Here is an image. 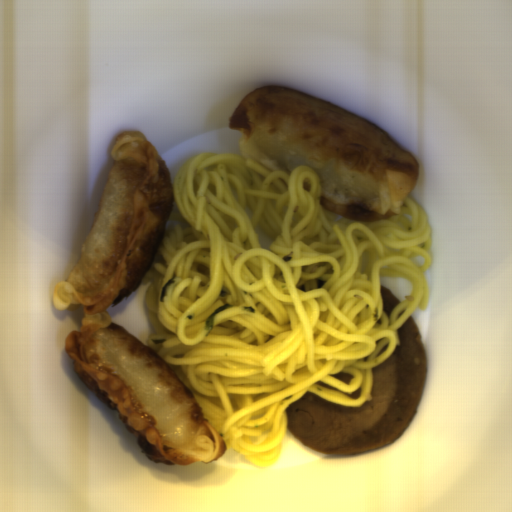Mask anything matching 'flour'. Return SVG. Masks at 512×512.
<instances>
[{
  "label": "flour",
  "mask_w": 512,
  "mask_h": 512,
  "mask_svg": "<svg viewBox=\"0 0 512 512\" xmlns=\"http://www.w3.org/2000/svg\"><path fill=\"white\" fill-rule=\"evenodd\" d=\"M111 156L80 258L52 294L58 312L83 311L64 349L80 381L117 411L150 461L211 464L225 455L224 438L162 356L106 312L137 291L164 241L175 200L167 164L142 131L117 134Z\"/></svg>",
  "instance_id": "flour-1"
},
{
  "label": "flour",
  "mask_w": 512,
  "mask_h": 512,
  "mask_svg": "<svg viewBox=\"0 0 512 512\" xmlns=\"http://www.w3.org/2000/svg\"><path fill=\"white\" fill-rule=\"evenodd\" d=\"M227 128L237 130L243 158L290 176L299 165L320 179V204L357 222L397 216L417 186L420 163L387 131L345 108L274 85L237 104Z\"/></svg>",
  "instance_id": "flour-2"
}]
</instances>
